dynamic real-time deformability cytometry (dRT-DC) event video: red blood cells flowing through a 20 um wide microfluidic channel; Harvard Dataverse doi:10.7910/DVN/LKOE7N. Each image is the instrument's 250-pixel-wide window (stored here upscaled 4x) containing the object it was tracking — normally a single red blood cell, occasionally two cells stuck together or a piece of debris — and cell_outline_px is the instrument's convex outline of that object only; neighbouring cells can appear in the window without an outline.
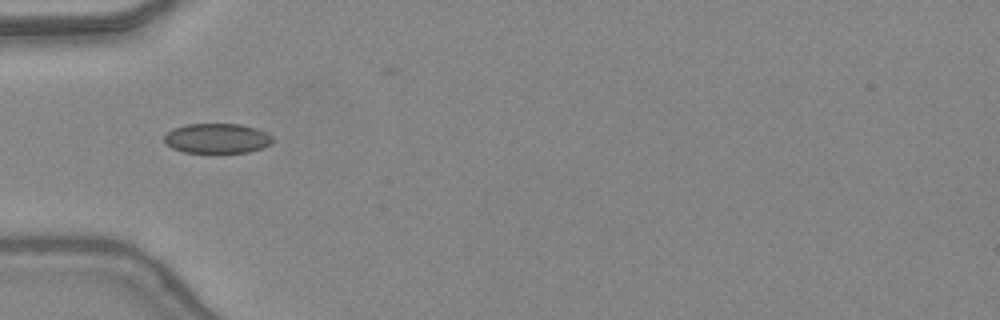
{"species": "common noctule bat (a hibernating species)", "species_latin": "Nyctalus noctula", "temperature_condition": "warm", "stored_images_in_passage": 32, "camera_frame_rate_fps": 3000, "um_per_image_px": 0.085, "animal": {"sex": "female", "body_mass_g": 24.6, "forearm_length_mm": 56.2}, "frame": {"image": 1, "passage_image": 1, "time_ms": 0.0, "image_size_px": [1000, 320], "cell_outline_px": [[272, 144], [264, 148], [248, 152], [184, 152], [172, 148], [164, 140], [164, 136], [172, 128], [184, 124], [240, 124], [256, 128], [268, 132], [272, 136]], "centroid_in_image_um": [18.48, 11.75], "position_along_channel_um": 66.5, "area_um2": 18.96}}
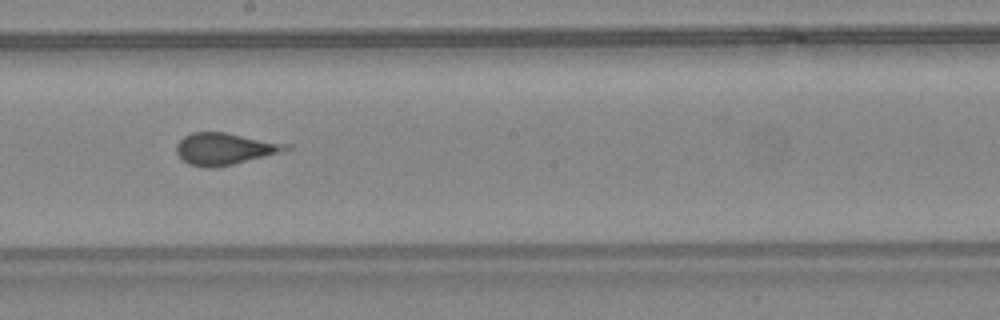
{"frame": {"image": 2, "passage_image": 12, "time_ms": 3.667, "image_size_px": [1000, 320], "cell_outline_px": [[292, 148], [264, 156], [216, 168], [204, 168], [188, 164], [176, 152], [176, 144], [184, 136], [192, 132], [224, 132], [292, 144]], "centroid_in_image_um": [19.08, 12.64], "position_along_channel_um": 229.1, "area_um2": 20.23}}
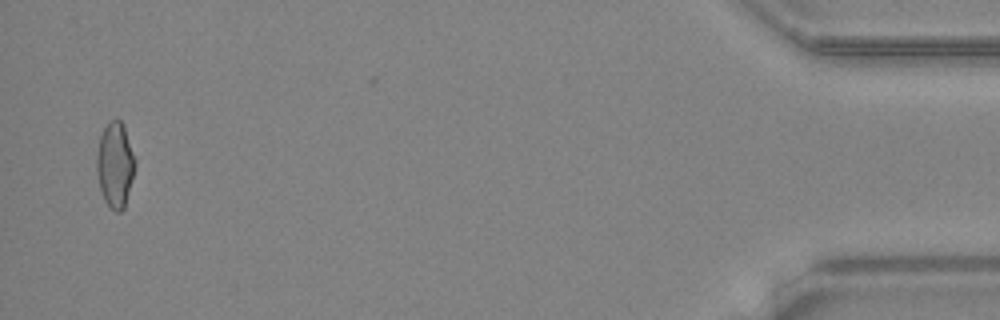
{"frame": {"image": 3, "passage_image": 31, "time_ms": 10.0, "image_size_px": [1000, 320], "cell_outline_px": [[136, 164], [124, 208], [120, 212], [116, 212], [104, 200], [100, 188], [96, 172], [96, 156], [100, 136], [108, 120], [120, 120], [124, 124], [136, 160]], "centroid_in_image_um": [9.78, 13.97], "position_along_channel_um": 425.4, "area_um2": 19.13}, "authors_computed_cell_mechanics": {"area_um2": 20.2011, "velocity_mm_per_s": 4.4377, "shape_relaxation_time_tau1_ms": null, "shape_relaxation_time_tau2_ms": 0.4011, "deformation_change_tau1": null, "deformation_change_tau2": 0.0715}}